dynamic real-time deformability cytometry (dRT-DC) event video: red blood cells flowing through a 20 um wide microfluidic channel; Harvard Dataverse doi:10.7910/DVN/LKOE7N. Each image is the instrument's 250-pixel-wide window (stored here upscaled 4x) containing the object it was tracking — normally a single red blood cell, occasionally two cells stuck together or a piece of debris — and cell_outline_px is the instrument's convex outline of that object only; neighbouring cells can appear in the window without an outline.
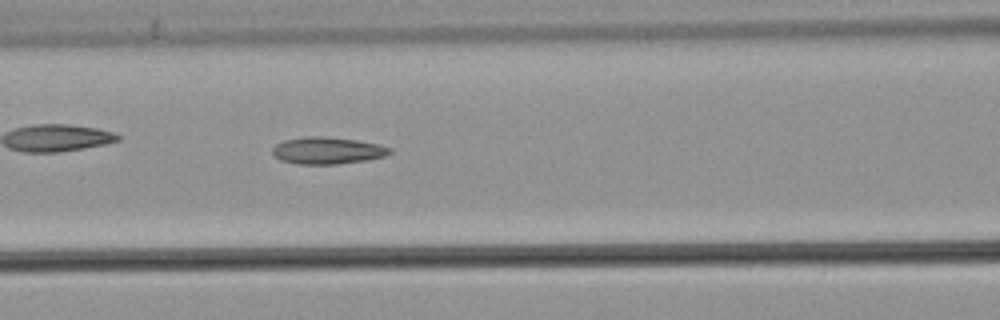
{"species": "common noctule bat (a hibernating species)", "species_latin": "Nyctalus noctula", "temperature_condition": "warm", "stored_images_in_passage": 53, "camera_frame_rate_fps": 3000, "um_per_image_px": 0.085, "animal": {"sex": "male", "body_mass_g": 21.5, "forearm_length_mm": 52.0}, "frame": {"image": 1, "passage_image": 23, "time_ms": 7.333, "image_size_px": [1000, 320], "cell_outline_px": [[392, 152], [384, 156], [368, 160], [336, 164], [296, 164], [280, 160], [272, 152], [272, 148], [276, 144], [284, 140], [304, 136], [324, 136], [356, 140], [376, 144], [392, 148]], "centroid_in_image_um": [27.81, 12.79], "position_along_channel_um": 138.8, "area_um2": 18.44}, "authors_computed_cell_mechanics": {"area_um2": 18.0336, "velocity_mm_per_s": 3.8902, "shape_relaxation_time_tau1_ms": null, "shape_relaxation_time_tau2_ms": 4.7373, "deformation_change_tau1": null, "deformation_change_tau2": 0.1391}}